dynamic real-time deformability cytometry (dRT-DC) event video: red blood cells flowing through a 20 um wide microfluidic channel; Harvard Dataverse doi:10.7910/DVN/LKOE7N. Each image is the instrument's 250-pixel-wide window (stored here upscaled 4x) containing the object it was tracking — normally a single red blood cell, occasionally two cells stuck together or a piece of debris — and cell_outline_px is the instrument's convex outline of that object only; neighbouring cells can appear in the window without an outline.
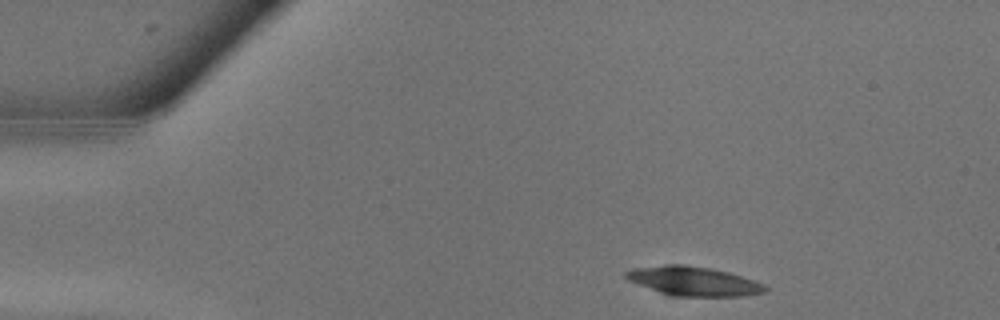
{"species": "common noctule bat (a hibernating species)", "species_latin": "Nyctalus noctula", "temperature_condition": "warm", "stored_images_in_passage": 19, "camera_frame_rate_fps": 3000, "um_per_image_px": 0.085, "animal": {"sex": "male", "body_mass_g": 13.3}, "frame": {"image": 1, "passage_image": 1, "time_ms": 0.0, "image_size_px": [1000, 320], "cell_outline_px": [[768, 288], [764, 292], [744, 296], [676, 296], [628, 280], [624, 276], [624, 272], [636, 268], [672, 264], [680, 264], [712, 268], [728, 272], [764, 284]], "centroid_in_image_um": [58.99, 23.89], "position_along_channel_um": 26.0, "area_um2": 23.06}}
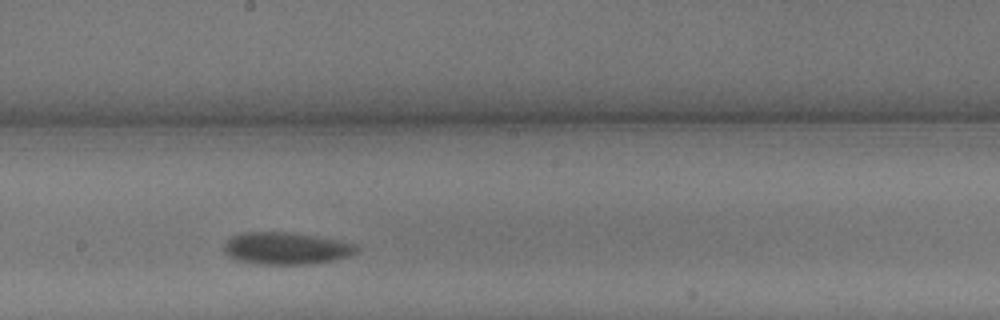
{"frame": {"image": 2, "passage_image": 12, "time_ms": 3.667, "image_size_px": [1000, 320], "cell_outline_px": [[360, 248], [356, 252], [348, 256], [336, 260], [312, 264], [256, 264], [236, 260], [228, 256], [224, 252], [224, 244], [232, 236], [244, 232], [284, 232], [340, 240], [356, 244]], "centroid_in_image_um": [24.32, 21.12], "position_along_channel_um": 223.9, "area_um2": 24.85}}
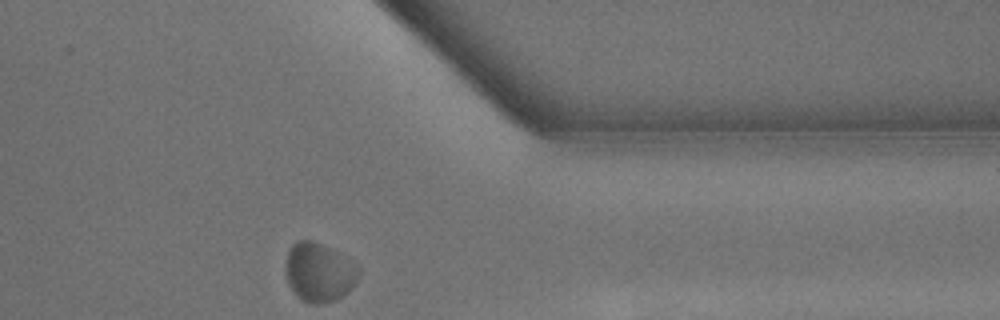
{"frame": {"image": 3, "passage_image": 19, "time_ms": 6.0, "image_size_px": [1000, 320], "cell_outline_px": [[360, 276], [352, 288], [344, 296], [336, 300], [324, 304], [312, 304], [304, 300], [288, 284], [284, 268], [288, 252], [292, 244], [300, 240], [308, 240], [332, 248], [348, 256], [360, 268]], "centroid_in_image_um": [27.17, 23.14], "position_along_channel_um": 384.2, "area_um2": 25.43}}